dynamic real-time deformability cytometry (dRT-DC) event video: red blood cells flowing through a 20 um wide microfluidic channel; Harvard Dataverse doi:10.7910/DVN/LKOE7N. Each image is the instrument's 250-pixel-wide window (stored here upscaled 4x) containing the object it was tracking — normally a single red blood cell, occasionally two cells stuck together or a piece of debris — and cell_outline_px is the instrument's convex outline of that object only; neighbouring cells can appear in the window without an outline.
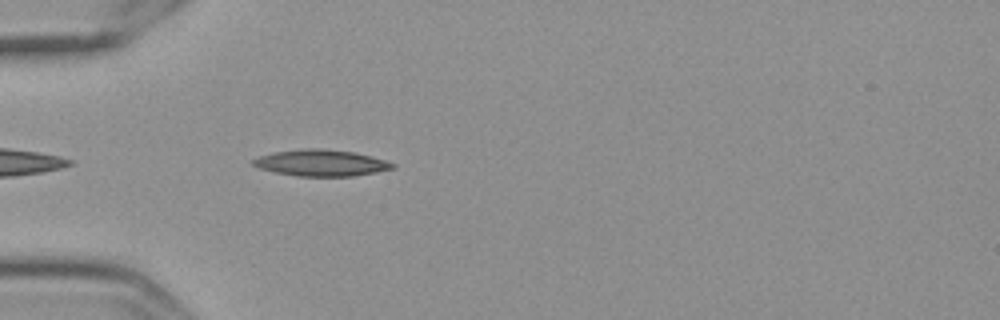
{"species": "Egyptian fruit bat (a non-hibernating species)", "species_latin": "Rousettus aegyptiacus", "temperature_condition": "cold", "stored_images_in_passage": 43, "camera_frame_rate_fps": 3000, "um_per_image_px": 0.085, "frame": {"image": 1, "passage_image": 3, "time_ms": 0.667, "image_size_px": [1000, 320], "cell_outline_px": [[396, 168], [376, 172], [352, 176], [296, 176], [276, 172], [260, 168], [252, 164], [252, 160], [260, 156], [272, 152], [304, 148], [320, 148], [356, 152], [372, 156], [396, 164]], "centroid_in_image_um": [27.32, 13.84], "position_along_channel_um": 57.7, "area_um2": 21.5}}
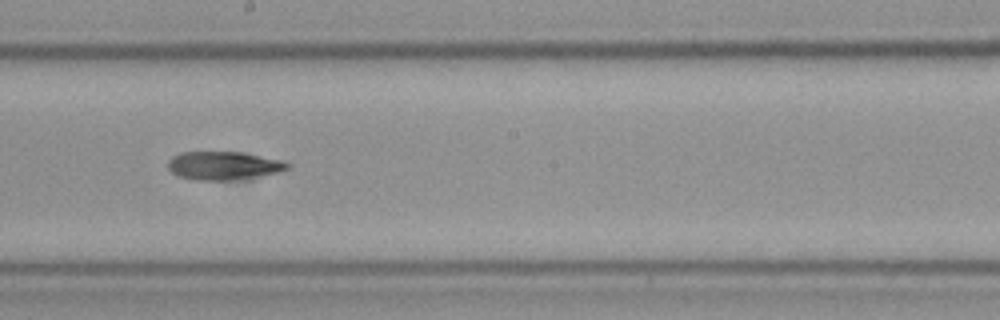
{"frame": {"image": 2, "passage_image": 18, "time_ms": 5.667, "image_size_px": [1000, 320], "cell_outline_px": [[288, 168], [276, 172], [232, 180], [192, 180], [176, 176], [168, 168], [168, 160], [172, 156], [180, 152], [240, 152], [284, 160], [288, 164]], "centroid_in_image_um": [18.92, 14.07], "position_along_channel_um": 229.3, "area_um2": 19.59}}
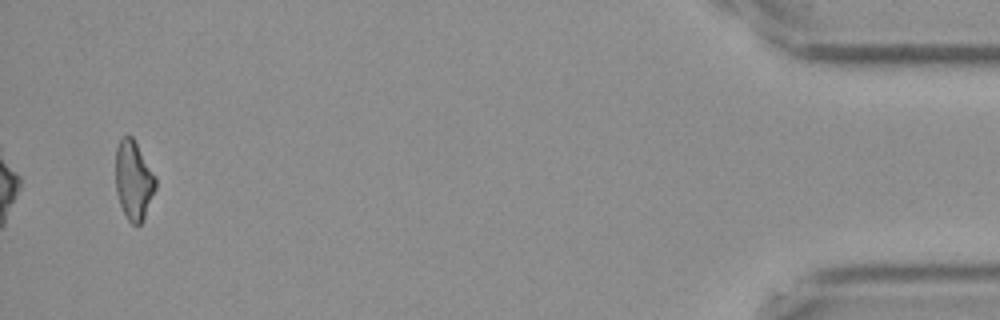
{"frame": {"image": 3, "passage_image": 41, "time_ms": 13.333, "image_size_px": [1000, 320], "cell_outline_px": [[156, 188], [144, 220], [140, 224], [132, 224], [128, 220], [120, 204], [116, 192], [116, 148], [120, 140], [124, 136], [132, 136], [156, 176]], "centroid_in_image_um": [11.37, 15.34], "position_along_channel_um": 423.8, "area_um2": 18.38}, "authors_computed_cell_mechanics": {"area_um2": 19.5942, "velocity_mm_per_s": 3.5507, "shape_relaxation_time_tau1_ms": null, "shape_relaxation_time_tau2_ms": 5.4861, "deformation_change_tau1": null, "deformation_change_tau2": 0.1466}}